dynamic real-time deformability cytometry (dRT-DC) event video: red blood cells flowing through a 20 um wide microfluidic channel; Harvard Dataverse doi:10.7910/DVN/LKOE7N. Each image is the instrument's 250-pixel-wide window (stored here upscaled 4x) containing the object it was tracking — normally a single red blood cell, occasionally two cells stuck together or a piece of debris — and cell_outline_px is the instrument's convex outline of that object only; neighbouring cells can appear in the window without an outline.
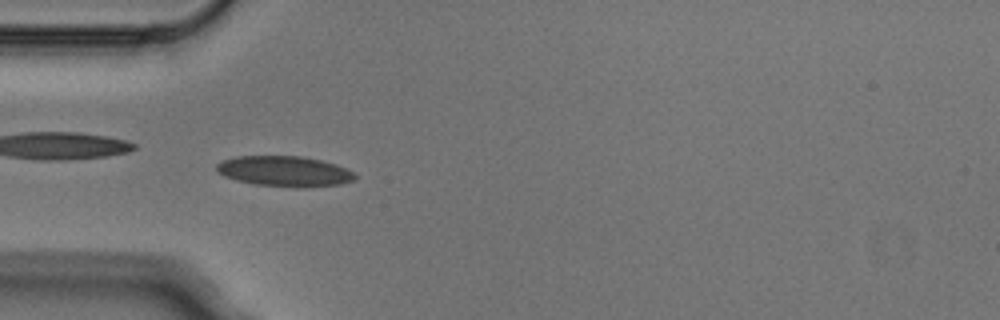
{"species": "Egyptian fruit bat (a non-hibernating species)", "species_latin": "Rousettus aegyptiacus", "temperature_condition": "cold", "stored_images_in_passage": 7, "camera_frame_rate_fps": 3000, "um_per_image_px": 0.085, "animal": {"sex": "male"}, "frame": {"image": 1, "passage_image": 4, "time_ms": 1.0, "image_size_px": [1000, 320], "cell_outline_px": [[356, 176], [352, 180], [340, 184], [304, 188], [256, 184], [236, 180], [224, 176], [216, 172], [216, 164], [224, 160], [236, 156], [300, 156], [320, 160], [336, 164], [352, 172]], "centroid_in_image_um": [24.15, 14.56], "position_along_channel_um": 60.9, "area_um2": 24.39}}
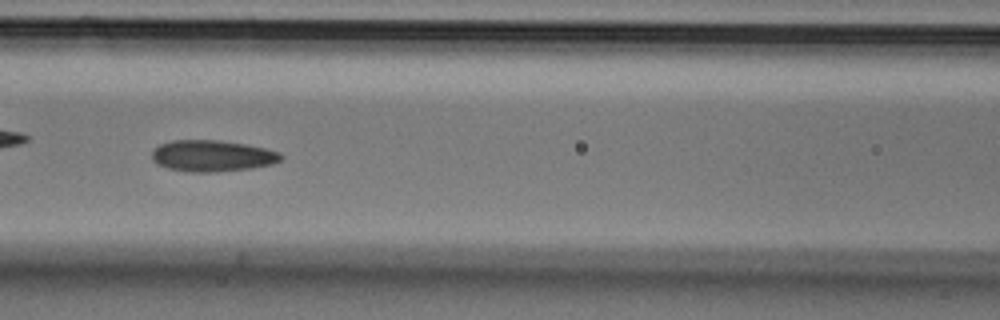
{"frame": {"image": 2, "passage_image": 6, "time_ms": 1.667, "image_size_px": [1000, 320], "cell_outline_px": [[284, 156], [280, 160], [272, 164], [252, 168], [216, 172], [188, 172], [168, 168], [156, 164], [152, 160], [152, 152], [160, 144], [172, 140], [216, 140], [244, 144], [264, 148], [280, 152]], "centroid_in_image_um": [18.03, 13.25], "position_along_channel_um": 148.6, "area_um2": 23.58}}
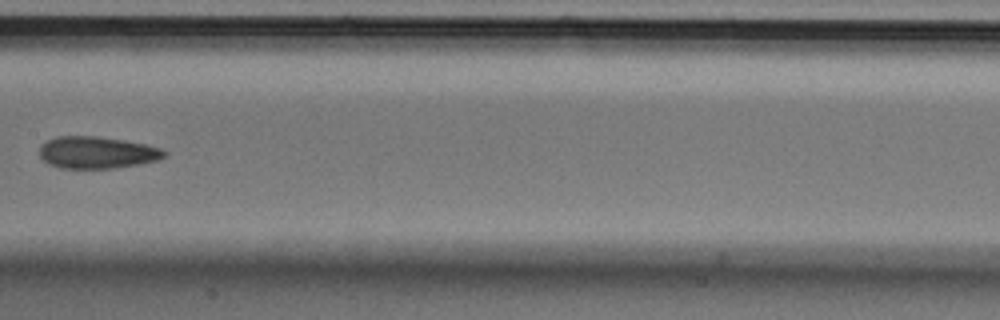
{"frame": {"image": 3, "passage_image": 7, "time_ms": 2.0, "image_size_px": [1000, 320], "cell_outline_px": [[168, 152], [160, 160], [112, 168], [60, 168], [48, 164], [40, 156], [40, 144], [56, 136], [100, 136], [124, 140], [144, 144], [160, 148]], "centroid_in_image_um": [8.22, 12.95], "position_along_channel_um": 199.2, "area_um2": 23.24}}